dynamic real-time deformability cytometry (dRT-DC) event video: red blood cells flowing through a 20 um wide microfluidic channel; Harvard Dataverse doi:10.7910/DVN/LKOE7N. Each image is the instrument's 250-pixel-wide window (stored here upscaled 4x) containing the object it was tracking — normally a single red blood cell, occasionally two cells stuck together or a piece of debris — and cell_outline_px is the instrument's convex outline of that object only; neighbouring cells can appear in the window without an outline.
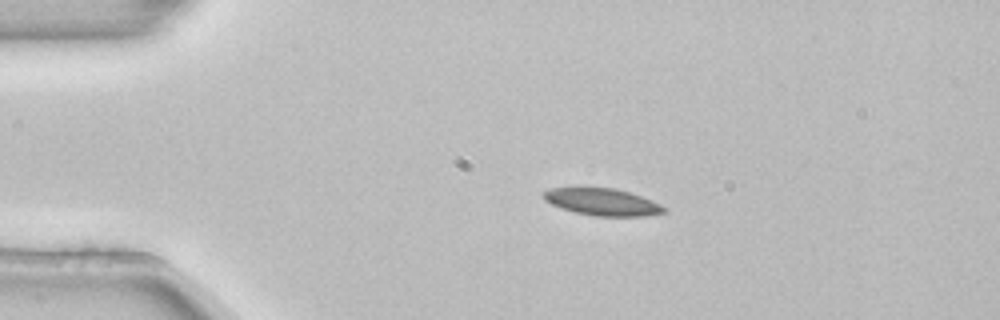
{"species": "common noctule bat (a hibernating species)", "species_latin": "Nyctalus noctula", "temperature_condition": "room temperature", "stored_images_in_passage": 2, "camera_frame_rate_fps": 3000, "um_per_image_px": 0.085, "animal": {"sex": "female", "body_mass_g": 22.7, "forearm_length_mm": 54.2}, "frame": {"image": 1, "passage_image": 1, "time_ms": 0.0, "image_size_px": [1000, 320], "cell_outline_px": [[668, 212], [644, 216], [596, 216], [576, 212], [560, 208], [544, 200], [544, 192], [548, 188], [576, 184], [616, 188], [652, 200], [668, 208]], "centroid_in_image_um": [51.15, 17.11], "position_along_channel_um": 33.9, "area_um2": 19.88}}